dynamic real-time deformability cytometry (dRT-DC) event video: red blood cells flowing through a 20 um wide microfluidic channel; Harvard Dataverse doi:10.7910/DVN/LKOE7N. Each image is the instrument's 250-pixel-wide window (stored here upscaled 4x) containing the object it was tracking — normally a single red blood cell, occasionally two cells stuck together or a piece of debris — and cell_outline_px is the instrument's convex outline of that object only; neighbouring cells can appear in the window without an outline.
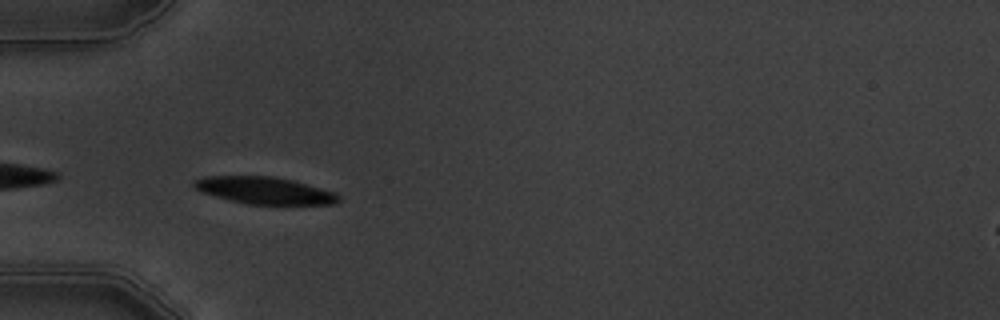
{"species": "common noctule bat (a hibernating species)", "species_latin": "Nyctalus noctula", "temperature_condition": "warm", "stored_images_in_passage": 5, "camera_frame_rate_fps": 3000, "um_per_image_px": 0.085, "animal": {"sex": "male", "body_mass_g": 19.5, "forearm_length_mm": 54.6}, "frame": {"image": 1, "passage_image": 4, "time_ms": 3.667, "image_size_px": [1000, 320], "cell_outline_px": [[340, 200], [332, 204], [248, 204], [228, 200], [200, 192], [192, 188], [192, 184], [196, 180], [204, 176], [268, 176], [292, 180], [336, 192], [340, 196]], "centroid_in_image_um": [22.44, 16.19], "position_along_channel_um": 62.6, "area_um2": 22.77}}